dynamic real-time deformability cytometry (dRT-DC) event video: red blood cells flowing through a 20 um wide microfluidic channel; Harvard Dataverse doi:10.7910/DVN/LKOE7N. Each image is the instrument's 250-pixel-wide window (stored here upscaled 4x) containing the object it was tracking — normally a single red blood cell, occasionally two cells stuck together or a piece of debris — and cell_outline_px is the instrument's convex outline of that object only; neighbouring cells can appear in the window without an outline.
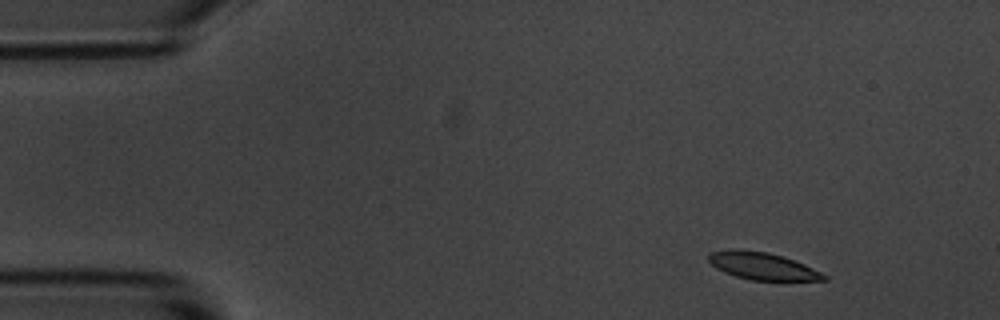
{"species": "common noctule bat (a hibernating species)", "species_latin": "Nyctalus noctula", "temperature_condition": "room temperature", "stored_images_in_passage": 5, "camera_frame_rate_fps": 3000, "um_per_image_px": 0.085, "animal": {"sex": "male", "body_mass_g": 20.1, "forearm_length_mm": 53.5}, "frame": {"image": 1, "passage_image": 1, "time_ms": 0.0, "image_size_px": [1000, 320], "cell_outline_px": [[828, 280], [752, 280], [736, 276], [724, 272], [716, 268], [708, 260], [708, 252], [732, 248], [740, 248], [768, 252], [784, 256], [804, 264], [828, 276]], "centroid_in_image_um": [64.76, 22.58], "position_along_channel_um": 20.2, "area_um2": 18.5}}
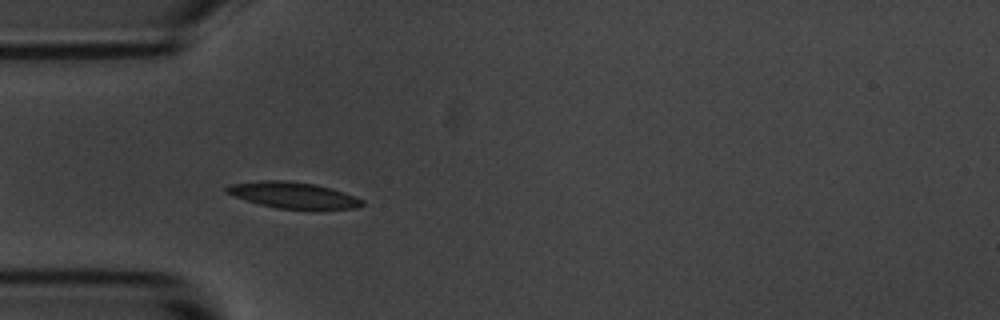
{"frame": {"image": 2, "passage_image": 4, "time_ms": 3.333, "image_size_px": [1000, 320], "cell_outline_px": [[364, 204], [356, 208], [276, 208], [260, 204], [232, 196], [224, 192], [224, 188], [228, 184], [260, 180], [288, 180], [316, 184], [332, 188], [344, 192], [364, 200]], "centroid_in_image_um": [24.85, 16.56], "position_along_channel_um": 60.2, "area_um2": 20.63}}